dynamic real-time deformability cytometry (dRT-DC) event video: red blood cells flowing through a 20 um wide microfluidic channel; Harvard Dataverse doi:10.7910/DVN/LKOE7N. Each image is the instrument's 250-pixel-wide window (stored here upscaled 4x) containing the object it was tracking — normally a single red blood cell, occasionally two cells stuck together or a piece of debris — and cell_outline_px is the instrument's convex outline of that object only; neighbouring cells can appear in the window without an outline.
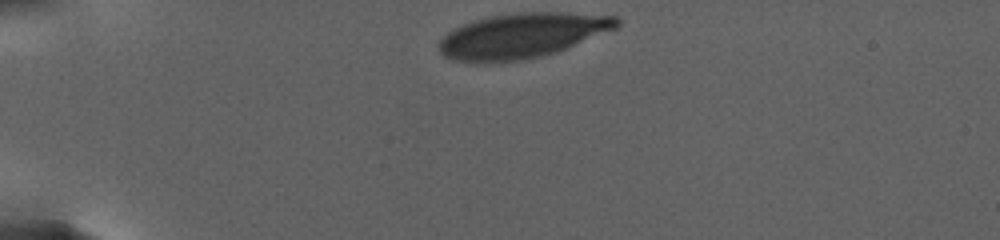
{"species": "human", "species_latin": "Homo sapiens", "temperature_condition": "warm", "stored_images_in_passage": 24, "camera_frame_rate_fps": 3000, "um_per_image_px": 0.085, "donor": {"sex": "female"}, "frame": {"image": 1, "passage_image": 1, "time_ms": 0.0, "image_size_px": [1000, 240], "cell_outline_px": [[620, 24], [616, 28], [556, 52], [544, 56], [524, 60], [488, 64], [484, 64], [452, 60], [444, 56], [440, 52], [440, 40], [452, 28], [472, 20], [488, 16], [520, 12], [564, 12], [616, 16], [620, 20]], "centroid_in_image_um": [44.34, 3.04], "position_along_channel_um": 40.7, "area_um2": 47.05}}
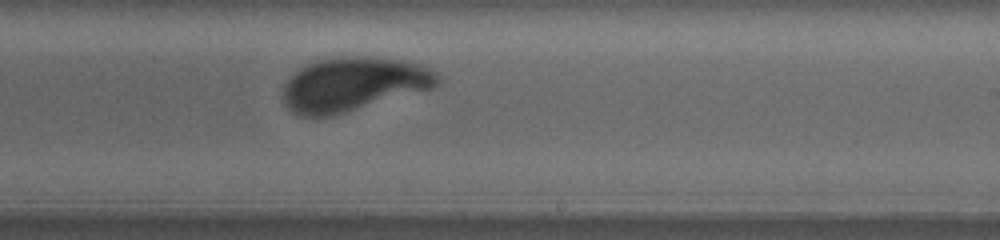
{"frame": {"image": 2, "passage_image": 14, "time_ms": 10.667, "image_size_px": [1000, 240], "cell_outline_px": [[444, 76], [440, 84], [432, 88], [332, 116], [300, 116], [292, 112], [288, 108], [284, 100], [284, 84], [300, 68], [316, 60], [340, 56], [368, 56], [400, 60], [420, 64]], "centroid_in_image_um": [30.07, 7.15], "position_along_channel_um": 258.9, "area_um2": 48.49}}
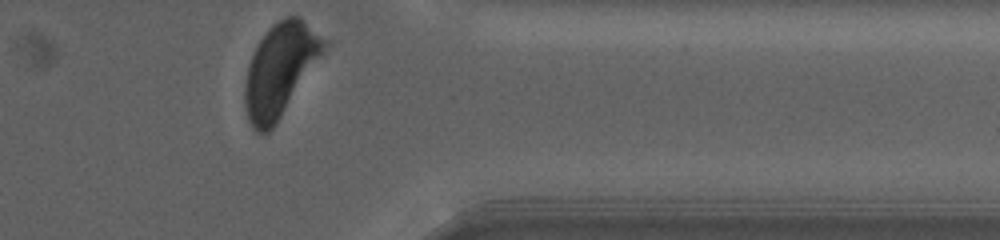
{"frame": {"image": 3, "passage_image": 24, "time_ms": 16.0, "image_size_px": [1000, 240], "cell_outline_px": [[332, 44], [276, 124], [268, 132], [256, 132], [252, 128], [248, 120], [244, 108], [244, 88], [248, 64], [260, 40], [268, 28], [272, 24], [284, 16], [300, 16], [332, 40]], "centroid_in_image_um": [23.9, 5.88], "position_along_channel_um": 387.5, "area_um2": 43.99}, "authors_computed_cell_mechanics": {"area_um2": 48.3786, "velocity_mm_per_s": 2.5439, "shape_relaxation_time_tau1_ms": 3.3548, "shape_relaxation_time_tau2_ms": null, "deformation_change_tau1": 0.1488, "deformation_change_tau2": null}}